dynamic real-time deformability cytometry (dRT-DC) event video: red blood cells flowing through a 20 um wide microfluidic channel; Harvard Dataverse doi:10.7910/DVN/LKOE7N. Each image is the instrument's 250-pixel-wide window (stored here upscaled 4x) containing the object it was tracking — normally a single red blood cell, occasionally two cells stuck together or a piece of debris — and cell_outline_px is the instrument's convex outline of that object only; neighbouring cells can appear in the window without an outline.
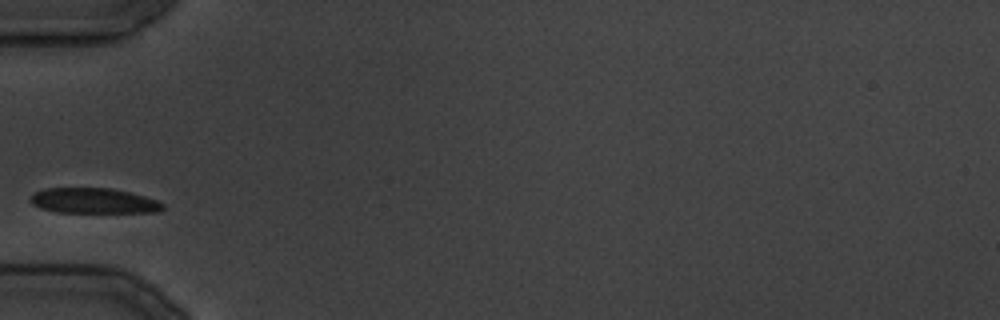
{"species": "common noctule bat (a hibernating species)", "species_latin": "Nyctalus noctula", "temperature_condition": "cold", "stored_images_in_passage": 25, "camera_frame_rate_fps": 3000, "um_per_image_px": 0.085, "animal": {"sex": "male", "body_mass_g": 19.5, "forearm_length_mm": 54.6}, "frame": {"image": 1, "passage_image": 1, "time_ms": 0.0, "image_size_px": [1000, 320], "cell_outline_px": [[164, 208], [156, 212], [56, 212], [40, 208], [32, 204], [28, 200], [32, 192], [44, 188], [112, 188], [144, 196], [156, 200], [164, 204]], "centroid_in_image_um": [7.88, 17.06], "position_along_channel_um": 77.1, "area_um2": 19.59}}
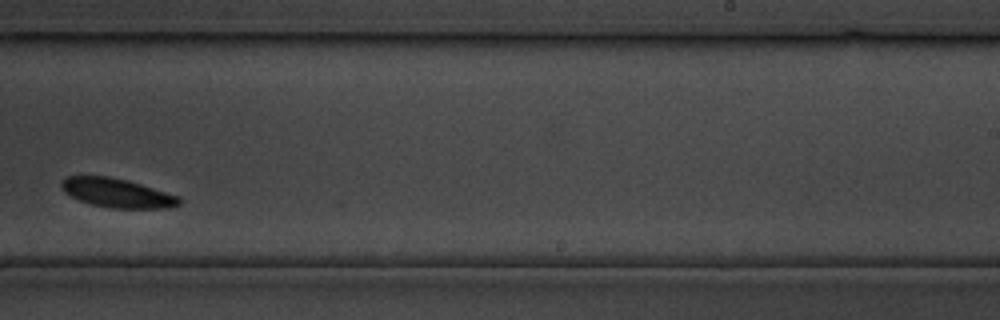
{"frame": {"image": 2, "passage_image": 12, "time_ms": 13.667, "image_size_px": [1000, 320], "cell_outline_px": [[180, 204], [168, 208], [112, 208], [92, 204], [80, 200], [64, 192], [60, 188], [60, 180], [68, 176], [108, 176], [128, 180], [180, 196]], "centroid_in_image_um": [9.94, 16.39], "position_along_channel_um": 279.1, "area_um2": 19.94}}
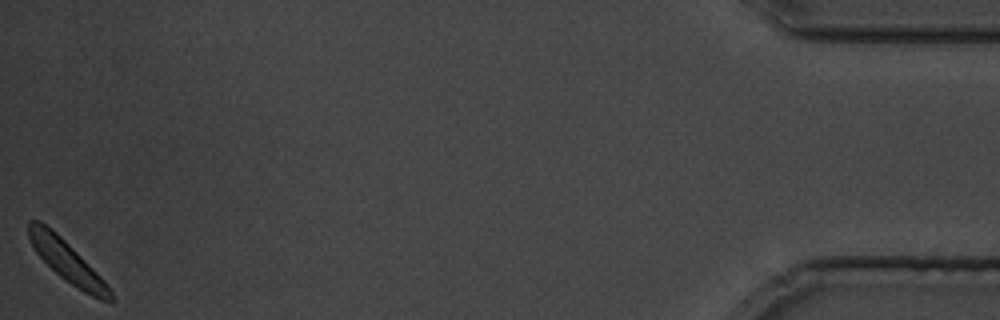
{"frame": {"image": 3, "passage_image": 25, "time_ms": 29.333, "image_size_px": [1000, 320], "cell_outline_px": [[116, 300], [100, 300], [84, 292], [60, 276], [36, 252], [28, 236], [28, 220], [40, 220], [56, 232], [104, 280], [112, 292]], "centroid_in_image_um": [5.69, 22.2], "position_along_channel_um": 429.5, "area_um2": 18.96}}